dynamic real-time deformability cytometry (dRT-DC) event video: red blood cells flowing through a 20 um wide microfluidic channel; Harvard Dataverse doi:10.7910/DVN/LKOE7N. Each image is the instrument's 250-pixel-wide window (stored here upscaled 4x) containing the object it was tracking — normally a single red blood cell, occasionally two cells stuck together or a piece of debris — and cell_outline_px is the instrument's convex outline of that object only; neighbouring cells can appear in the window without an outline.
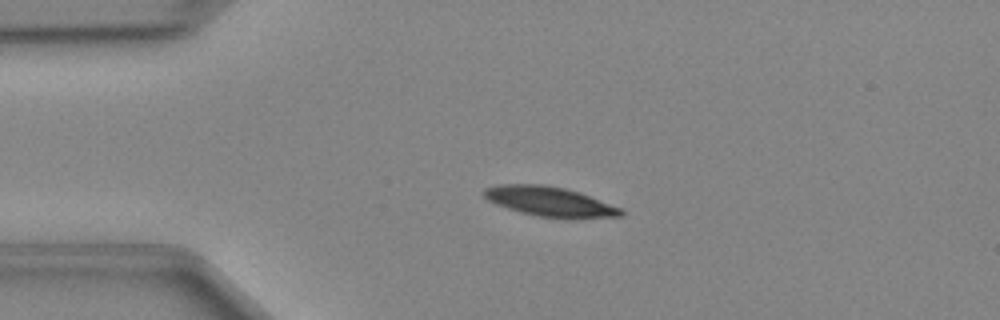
{"species": "Egyptian fruit bat (a non-hibernating species)", "species_latin": "Rousettus aegyptiacus", "temperature_condition": "cold", "stored_images_in_passage": 38, "camera_frame_rate_fps": 3000, "um_per_image_px": 0.085, "animal": {"sex": "female"}, "frame": {"image": 1, "passage_image": 1, "time_ms": 0.0, "image_size_px": [1000, 320], "cell_outline_px": [[624, 216], [540, 216], [520, 212], [496, 204], [488, 200], [484, 196], [484, 188], [496, 184], [544, 184], [564, 188], [580, 192], [624, 208]], "centroid_in_image_um": [46.7, 17.08], "position_along_channel_um": 38.3, "area_um2": 23.12}}
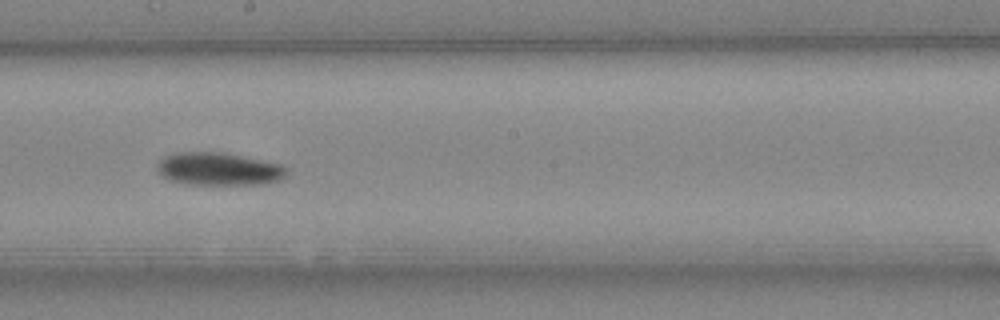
{"frame": {"image": 2, "passage_image": 17, "time_ms": 5.333, "image_size_px": [1000, 320], "cell_outline_px": [[288, 172], [280, 180], [264, 184], [184, 184], [168, 180], [160, 176], [156, 172], [156, 164], [164, 156], [176, 152], [224, 152], [280, 164], [288, 168]], "centroid_in_image_um": [18.54, 14.36], "position_along_channel_um": 229.7, "area_um2": 25.09}}
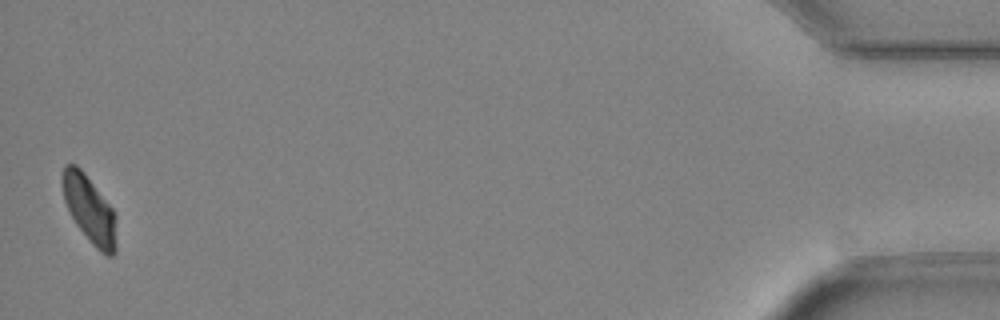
{"frame": {"image": 3, "passage_image": 38, "time_ms": 12.333, "image_size_px": [1000, 320], "cell_outline_px": [[116, 252], [112, 256], [108, 256], [100, 252], [92, 244], [76, 224], [64, 200], [60, 184], [60, 176], [64, 164], [76, 164], [84, 172], [112, 208], [116, 216]], "centroid_in_image_um": [7.58, 17.78], "position_along_channel_um": 427.6, "area_um2": 21.33}}